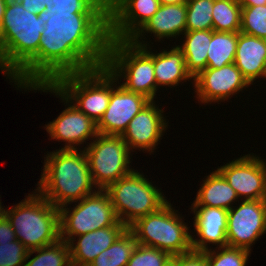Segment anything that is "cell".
<instances>
[{"instance_id": "cell-2", "label": "cell", "mask_w": 266, "mask_h": 266, "mask_svg": "<svg viewBox=\"0 0 266 266\" xmlns=\"http://www.w3.org/2000/svg\"><path fill=\"white\" fill-rule=\"evenodd\" d=\"M44 158L43 172L35 190L54 207L73 204L97 191L84 150L59 148Z\"/></svg>"}, {"instance_id": "cell-30", "label": "cell", "mask_w": 266, "mask_h": 266, "mask_svg": "<svg viewBox=\"0 0 266 266\" xmlns=\"http://www.w3.org/2000/svg\"><path fill=\"white\" fill-rule=\"evenodd\" d=\"M48 14L107 13V7L99 0H46Z\"/></svg>"}, {"instance_id": "cell-13", "label": "cell", "mask_w": 266, "mask_h": 266, "mask_svg": "<svg viewBox=\"0 0 266 266\" xmlns=\"http://www.w3.org/2000/svg\"><path fill=\"white\" fill-rule=\"evenodd\" d=\"M253 153L217 168L242 200H266V162Z\"/></svg>"}, {"instance_id": "cell-41", "label": "cell", "mask_w": 266, "mask_h": 266, "mask_svg": "<svg viewBox=\"0 0 266 266\" xmlns=\"http://www.w3.org/2000/svg\"><path fill=\"white\" fill-rule=\"evenodd\" d=\"M0 70L2 71V73H4V75L6 74L9 79L11 78L10 80H13L14 77L4 67V61L1 55V51H0Z\"/></svg>"}, {"instance_id": "cell-26", "label": "cell", "mask_w": 266, "mask_h": 266, "mask_svg": "<svg viewBox=\"0 0 266 266\" xmlns=\"http://www.w3.org/2000/svg\"><path fill=\"white\" fill-rule=\"evenodd\" d=\"M137 244L135 236L127 228L115 242L108 249L101 252L89 266H126Z\"/></svg>"}, {"instance_id": "cell-38", "label": "cell", "mask_w": 266, "mask_h": 266, "mask_svg": "<svg viewBox=\"0 0 266 266\" xmlns=\"http://www.w3.org/2000/svg\"><path fill=\"white\" fill-rule=\"evenodd\" d=\"M241 7L266 5V0H237Z\"/></svg>"}, {"instance_id": "cell-31", "label": "cell", "mask_w": 266, "mask_h": 266, "mask_svg": "<svg viewBox=\"0 0 266 266\" xmlns=\"http://www.w3.org/2000/svg\"><path fill=\"white\" fill-rule=\"evenodd\" d=\"M215 248L213 250L210 247L209 250L203 252L207 257L209 266H246L251 254L249 250L242 248L230 246Z\"/></svg>"}, {"instance_id": "cell-39", "label": "cell", "mask_w": 266, "mask_h": 266, "mask_svg": "<svg viewBox=\"0 0 266 266\" xmlns=\"http://www.w3.org/2000/svg\"><path fill=\"white\" fill-rule=\"evenodd\" d=\"M8 0H0V30Z\"/></svg>"}, {"instance_id": "cell-27", "label": "cell", "mask_w": 266, "mask_h": 266, "mask_svg": "<svg viewBox=\"0 0 266 266\" xmlns=\"http://www.w3.org/2000/svg\"><path fill=\"white\" fill-rule=\"evenodd\" d=\"M242 7L237 0H214L212 30L240 32Z\"/></svg>"}, {"instance_id": "cell-3", "label": "cell", "mask_w": 266, "mask_h": 266, "mask_svg": "<svg viewBox=\"0 0 266 266\" xmlns=\"http://www.w3.org/2000/svg\"><path fill=\"white\" fill-rule=\"evenodd\" d=\"M45 22L26 11L18 0H8L0 30L5 69L15 77L37 54Z\"/></svg>"}, {"instance_id": "cell-33", "label": "cell", "mask_w": 266, "mask_h": 266, "mask_svg": "<svg viewBox=\"0 0 266 266\" xmlns=\"http://www.w3.org/2000/svg\"><path fill=\"white\" fill-rule=\"evenodd\" d=\"M171 259L165 251L137 244L126 266H167Z\"/></svg>"}, {"instance_id": "cell-15", "label": "cell", "mask_w": 266, "mask_h": 266, "mask_svg": "<svg viewBox=\"0 0 266 266\" xmlns=\"http://www.w3.org/2000/svg\"><path fill=\"white\" fill-rule=\"evenodd\" d=\"M193 82L195 97L206 105L225 101L250 86L234 63L220 69L206 68L193 78Z\"/></svg>"}, {"instance_id": "cell-5", "label": "cell", "mask_w": 266, "mask_h": 266, "mask_svg": "<svg viewBox=\"0 0 266 266\" xmlns=\"http://www.w3.org/2000/svg\"><path fill=\"white\" fill-rule=\"evenodd\" d=\"M149 49V50H148ZM151 47H140L130 40L108 39L105 66L126 90L154 101L158 87L155 80ZM122 77V78H121Z\"/></svg>"}, {"instance_id": "cell-14", "label": "cell", "mask_w": 266, "mask_h": 266, "mask_svg": "<svg viewBox=\"0 0 266 266\" xmlns=\"http://www.w3.org/2000/svg\"><path fill=\"white\" fill-rule=\"evenodd\" d=\"M159 7L158 0H114L107 8L108 38L130 40Z\"/></svg>"}, {"instance_id": "cell-25", "label": "cell", "mask_w": 266, "mask_h": 266, "mask_svg": "<svg viewBox=\"0 0 266 266\" xmlns=\"http://www.w3.org/2000/svg\"><path fill=\"white\" fill-rule=\"evenodd\" d=\"M238 32L213 31L207 52V68L220 69L234 63Z\"/></svg>"}, {"instance_id": "cell-42", "label": "cell", "mask_w": 266, "mask_h": 266, "mask_svg": "<svg viewBox=\"0 0 266 266\" xmlns=\"http://www.w3.org/2000/svg\"><path fill=\"white\" fill-rule=\"evenodd\" d=\"M107 8L113 3L114 0H99Z\"/></svg>"}, {"instance_id": "cell-40", "label": "cell", "mask_w": 266, "mask_h": 266, "mask_svg": "<svg viewBox=\"0 0 266 266\" xmlns=\"http://www.w3.org/2000/svg\"><path fill=\"white\" fill-rule=\"evenodd\" d=\"M158 1L160 5L182 4L187 2V0H158Z\"/></svg>"}, {"instance_id": "cell-10", "label": "cell", "mask_w": 266, "mask_h": 266, "mask_svg": "<svg viewBox=\"0 0 266 266\" xmlns=\"http://www.w3.org/2000/svg\"><path fill=\"white\" fill-rule=\"evenodd\" d=\"M86 144L92 180L98 189L105 190L109 185L130 174L134 169L131 163V150L121 135L100 134Z\"/></svg>"}, {"instance_id": "cell-17", "label": "cell", "mask_w": 266, "mask_h": 266, "mask_svg": "<svg viewBox=\"0 0 266 266\" xmlns=\"http://www.w3.org/2000/svg\"><path fill=\"white\" fill-rule=\"evenodd\" d=\"M163 111L157 107L155 100L150 101L130 121L121 136L132 152L134 149L147 150L149 154L154 152L168 126Z\"/></svg>"}, {"instance_id": "cell-1", "label": "cell", "mask_w": 266, "mask_h": 266, "mask_svg": "<svg viewBox=\"0 0 266 266\" xmlns=\"http://www.w3.org/2000/svg\"><path fill=\"white\" fill-rule=\"evenodd\" d=\"M38 54L13 78L18 88L53 84L60 76L105 64L108 43L107 13L48 14Z\"/></svg>"}, {"instance_id": "cell-24", "label": "cell", "mask_w": 266, "mask_h": 266, "mask_svg": "<svg viewBox=\"0 0 266 266\" xmlns=\"http://www.w3.org/2000/svg\"><path fill=\"white\" fill-rule=\"evenodd\" d=\"M182 50L186 69L192 78L207 68V52L211 42L212 30L186 31Z\"/></svg>"}, {"instance_id": "cell-19", "label": "cell", "mask_w": 266, "mask_h": 266, "mask_svg": "<svg viewBox=\"0 0 266 266\" xmlns=\"http://www.w3.org/2000/svg\"><path fill=\"white\" fill-rule=\"evenodd\" d=\"M186 13V3L160 5L158 11L130 39V41L140 47L149 46L148 42L143 41V39H146L144 36L145 32L153 34L157 41L169 37L176 38L177 35L180 36L186 32Z\"/></svg>"}, {"instance_id": "cell-6", "label": "cell", "mask_w": 266, "mask_h": 266, "mask_svg": "<svg viewBox=\"0 0 266 266\" xmlns=\"http://www.w3.org/2000/svg\"><path fill=\"white\" fill-rule=\"evenodd\" d=\"M182 218L168 201L158 211L137 219L128 229L138 244L177 256L192 251L190 227Z\"/></svg>"}, {"instance_id": "cell-23", "label": "cell", "mask_w": 266, "mask_h": 266, "mask_svg": "<svg viewBox=\"0 0 266 266\" xmlns=\"http://www.w3.org/2000/svg\"><path fill=\"white\" fill-rule=\"evenodd\" d=\"M238 199L240 198H238L235 190L216 169L203 180L196 199L191 205L218 207L229 210L233 207V202H239Z\"/></svg>"}, {"instance_id": "cell-12", "label": "cell", "mask_w": 266, "mask_h": 266, "mask_svg": "<svg viewBox=\"0 0 266 266\" xmlns=\"http://www.w3.org/2000/svg\"><path fill=\"white\" fill-rule=\"evenodd\" d=\"M240 203L228 210L227 246L251 251L253 243L266 233V200Z\"/></svg>"}, {"instance_id": "cell-32", "label": "cell", "mask_w": 266, "mask_h": 266, "mask_svg": "<svg viewBox=\"0 0 266 266\" xmlns=\"http://www.w3.org/2000/svg\"><path fill=\"white\" fill-rule=\"evenodd\" d=\"M240 32L266 39V5L242 7Z\"/></svg>"}, {"instance_id": "cell-20", "label": "cell", "mask_w": 266, "mask_h": 266, "mask_svg": "<svg viewBox=\"0 0 266 266\" xmlns=\"http://www.w3.org/2000/svg\"><path fill=\"white\" fill-rule=\"evenodd\" d=\"M127 229L120 221L115 225L100 228L77 236V241L69 242L72 266H89L104 250L108 249L115 240Z\"/></svg>"}, {"instance_id": "cell-9", "label": "cell", "mask_w": 266, "mask_h": 266, "mask_svg": "<svg viewBox=\"0 0 266 266\" xmlns=\"http://www.w3.org/2000/svg\"><path fill=\"white\" fill-rule=\"evenodd\" d=\"M76 203L71 210L68 204L59 208L60 240L67 243L75 242L79 235L113 226L119 221L105 190L97 189Z\"/></svg>"}, {"instance_id": "cell-34", "label": "cell", "mask_w": 266, "mask_h": 266, "mask_svg": "<svg viewBox=\"0 0 266 266\" xmlns=\"http://www.w3.org/2000/svg\"><path fill=\"white\" fill-rule=\"evenodd\" d=\"M29 250L19 240L0 244V266H24Z\"/></svg>"}, {"instance_id": "cell-22", "label": "cell", "mask_w": 266, "mask_h": 266, "mask_svg": "<svg viewBox=\"0 0 266 266\" xmlns=\"http://www.w3.org/2000/svg\"><path fill=\"white\" fill-rule=\"evenodd\" d=\"M153 65L158 88L160 86L172 88L182 81L193 80L186 69L183 52L178 46L172 47L169 51L153 53Z\"/></svg>"}, {"instance_id": "cell-18", "label": "cell", "mask_w": 266, "mask_h": 266, "mask_svg": "<svg viewBox=\"0 0 266 266\" xmlns=\"http://www.w3.org/2000/svg\"><path fill=\"white\" fill-rule=\"evenodd\" d=\"M195 215L194 229L198 239L192 236V251L204 252L209 250L208 243L217 248L227 246L228 210L218 207L191 206Z\"/></svg>"}, {"instance_id": "cell-37", "label": "cell", "mask_w": 266, "mask_h": 266, "mask_svg": "<svg viewBox=\"0 0 266 266\" xmlns=\"http://www.w3.org/2000/svg\"><path fill=\"white\" fill-rule=\"evenodd\" d=\"M23 8L31 13L39 14L45 9L46 0H18Z\"/></svg>"}, {"instance_id": "cell-11", "label": "cell", "mask_w": 266, "mask_h": 266, "mask_svg": "<svg viewBox=\"0 0 266 266\" xmlns=\"http://www.w3.org/2000/svg\"><path fill=\"white\" fill-rule=\"evenodd\" d=\"M27 90H41L43 92L55 93L61 97L68 107L53 121L45 125L51 139L65 142L62 149H78L77 145L86 143V140H93L97 135V124L80 111L70 102L53 84H35L24 87ZM70 103V104H69ZM76 146V147H75Z\"/></svg>"}, {"instance_id": "cell-4", "label": "cell", "mask_w": 266, "mask_h": 266, "mask_svg": "<svg viewBox=\"0 0 266 266\" xmlns=\"http://www.w3.org/2000/svg\"><path fill=\"white\" fill-rule=\"evenodd\" d=\"M25 197L5 210L17 240L29 251L56 243L60 239L59 208L36 190Z\"/></svg>"}, {"instance_id": "cell-16", "label": "cell", "mask_w": 266, "mask_h": 266, "mask_svg": "<svg viewBox=\"0 0 266 266\" xmlns=\"http://www.w3.org/2000/svg\"><path fill=\"white\" fill-rule=\"evenodd\" d=\"M116 82V83H115ZM114 76L108 108L97 123V131L106 135H122L130 121L150 100L145 96L126 90Z\"/></svg>"}, {"instance_id": "cell-28", "label": "cell", "mask_w": 266, "mask_h": 266, "mask_svg": "<svg viewBox=\"0 0 266 266\" xmlns=\"http://www.w3.org/2000/svg\"><path fill=\"white\" fill-rule=\"evenodd\" d=\"M34 253L37 255L30 259ZM24 266H72L69 244L59 239L54 244L30 250Z\"/></svg>"}, {"instance_id": "cell-29", "label": "cell", "mask_w": 266, "mask_h": 266, "mask_svg": "<svg viewBox=\"0 0 266 266\" xmlns=\"http://www.w3.org/2000/svg\"><path fill=\"white\" fill-rule=\"evenodd\" d=\"M214 0H187L186 31L212 30Z\"/></svg>"}, {"instance_id": "cell-36", "label": "cell", "mask_w": 266, "mask_h": 266, "mask_svg": "<svg viewBox=\"0 0 266 266\" xmlns=\"http://www.w3.org/2000/svg\"><path fill=\"white\" fill-rule=\"evenodd\" d=\"M16 239L15 231L13 230L10 221L4 216L0 220V244L10 243Z\"/></svg>"}, {"instance_id": "cell-21", "label": "cell", "mask_w": 266, "mask_h": 266, "mask_svg": "<svg viewBox=\"0 0 266 266\" xmlns=\"http://www.w3.org/2000/svg\"><path fill=\"white\" fill-rule=\"evenodd\" d=\"M234 64L250 85L258 78H265L266 39L238 32Z\"/></svg>"}, {"instance_id": "cell-35", "label": "cell", "mask_w": 266, "mask_h": 266, "mask_svg": "<svg viewBox=\"0 0 266 266\" xmlns=\"http://www.w3.org/2000/svg\"><path fill=\"white\" fill-rule=\"evenodd\" d=\"M171 263L174 266H209L205 254L197 251L172 256Z\"/></svg>"}, {"instance_id": "cell-8", "label": "cell", "mask_w": 266, "mask_h": 266, "mask_svg": "<svg viewBox=\"0 0 266 266\" xmlns=\"http://www.w3.org/2000/svg\"><path fill=\"white\" fill-rule=\"evenodd\" d=\"M144 176L136 169L105 189L118 220L127 228L137 219L158 211L168 202L161 190Z\"/></svg>"}, {"instance_id": "cell-7", "label": "cell", "mask_w": 266, "mask_h": 266, "mask_svg": "<svg viewBox=\"0 0 266 266\" xmlns=\"http://www.w3.org/2000/svg\"><path fill=\"white\" fill-rule=\"evenodd\" d=\"M53 85L97 124L108 108L114 75L103 65L60 76Z\"/></svg>"}, {"instance_id": "cell-43", "label": "cell", "mask_w": 266, "mask_h": 266, "mask_svg": "<svg viewBox=\"0 0 266 266\" xmlns=\"http://www.w3.org/2000/svg\"><path fill=\"white\" fill-rule=\"evenodd\" d=\"M1 203L2 202L0 200V220L5 216V210H6V209H4V207H2V204Z\"/></svg>"}]
</instances>
